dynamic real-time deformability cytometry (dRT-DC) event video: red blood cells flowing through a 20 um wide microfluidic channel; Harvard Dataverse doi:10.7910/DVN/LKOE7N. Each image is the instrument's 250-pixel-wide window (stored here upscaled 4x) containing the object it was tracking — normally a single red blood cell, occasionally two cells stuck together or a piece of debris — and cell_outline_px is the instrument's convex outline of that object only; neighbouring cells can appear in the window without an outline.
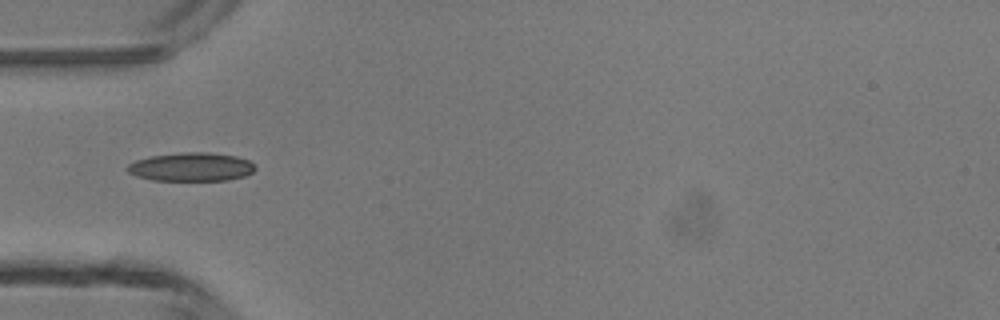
{"species": "common noctule bat (a hibernating species)", "species_latin": "Nyctalus noctula", "temperature_condition": "room temperature", "stored_images_in_passage": 3, "camera_frame_rate_fps": 3000, "um_per_image_px": 0.085, "animal": {"sex": "male", "body_mass_g": 13.3}, "frame": {"image": 1, "passage_image": 1, "time_ms": 0.0, "image_size_px": [1000, 320], "cell_outline_px": [[256, 168], [252, 172], [244, 176], [228, 180], [152, 180], [136, 176], [128, 172], [124, 168], [128, 164], [136, 160], [152, 156], [180, 152], [208, 152], [236, 156], [248, 160]], "centroid_in_image_um": [16.22, 14.18], "position_along_channel_um": 68.8, "area_um2": 21.27}}
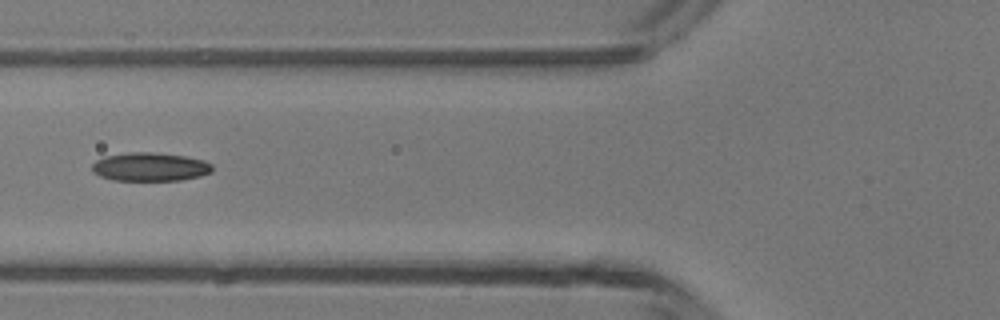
{"frame": {"image": 2, "passage_image": 2, "time_ms": 1.0, "image_size_px": [1000, 320], "cell_outline_px": [[212, 172], [200, 176], [180, 180], [112, 180], [100, 176], [92, 172], [92, 164], [96, 160], [104, 156], [128, 152], [152, 152], [184, 156], [204, 160], [212, 164]], "centroid_in_image_um": [12.74, 14.18], "position_along_channel_um": 113.1, "area_um2": 20.06}}
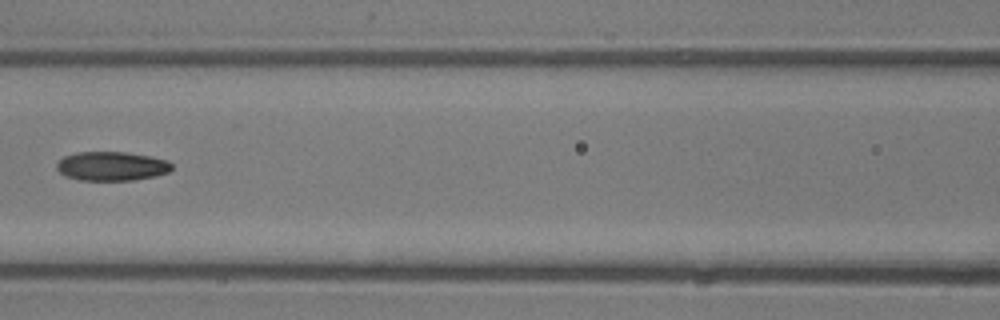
{"frame": {"image": 3, "passage_image": 3, "time_ms": 2.0, "image_size_px": [1000, 320], "cell_outline_px": [[172, 168], [168, 172], [156, 176], [132, 180], [80, 180], [64, 176], [56, 168], [56, 164], [64, 156], [76, 152], [124, 152], [148, 156], [168, 160], [172, 164]], "centroid_in_image_um": [9.48, 14.12], "position_along_channel_um": 157.1, "area_um2": 19.48}}